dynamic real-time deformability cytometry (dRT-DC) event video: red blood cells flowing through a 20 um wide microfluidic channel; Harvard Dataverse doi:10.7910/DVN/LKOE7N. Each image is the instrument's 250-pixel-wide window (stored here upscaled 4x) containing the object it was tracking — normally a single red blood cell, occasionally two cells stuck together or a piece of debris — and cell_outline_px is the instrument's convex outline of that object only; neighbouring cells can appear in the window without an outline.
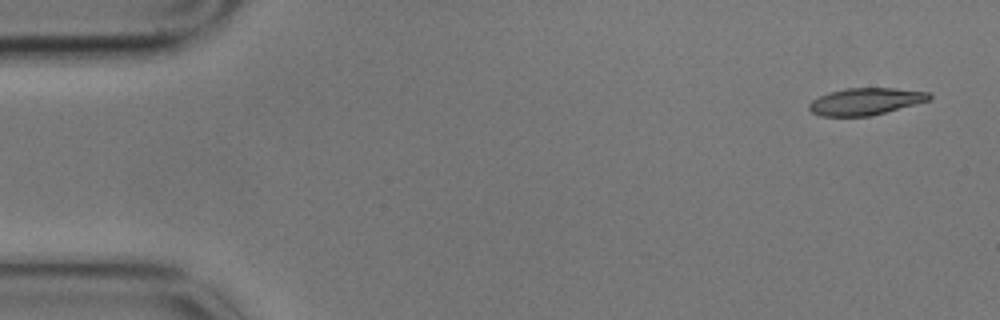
{"species": "common noctule bat (a hibernating species)", "species_latin": "Nyctalus noctula", "temperature_condition": "cold", "stored_images_in_passage": 5, "camera_frame_rate_fps": 3000, "um_per_image_px": 0.085, "animal": {"sex": "male", "body_mass_g": 17.9}, "frame": {"image": 1, "passage_image": 1, "time_ms": 0.0, "image_size_px": [1000, 320], "cell_outline_px": [[932, 96], [928, 100], [872, 116], [820, 116], [812, 112], [808, 108], [808, 104], [812, 100], [828, 92], [848, 88], [896, 88], [928, 92]], "centroid_in_image_um": [73.53, 8.62], "position_along_channel_um": 11.5, "area_um2": 18.79}}
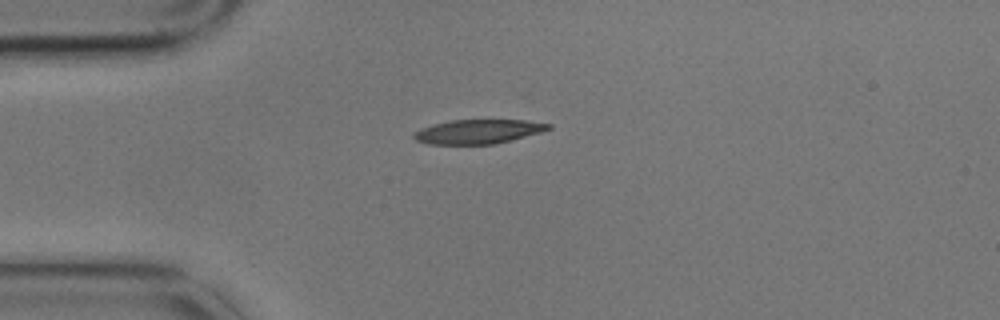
{"frame": {"image": 2, "passage_image": 4, "time_ms": 1.0, "image_size_px": [1000, 320], "cell_outline_px": [[552, 128], [540, 132], [492, 144], [428, 144], [416, 140], [412, 136], [420, 128], [432, 124], [452, 120], [524, 120], [552, 124]], "centroid_in_image_um": [40.61, 11.17], "position_along_channel_um": 44.4, "area_um2": 18.73}}